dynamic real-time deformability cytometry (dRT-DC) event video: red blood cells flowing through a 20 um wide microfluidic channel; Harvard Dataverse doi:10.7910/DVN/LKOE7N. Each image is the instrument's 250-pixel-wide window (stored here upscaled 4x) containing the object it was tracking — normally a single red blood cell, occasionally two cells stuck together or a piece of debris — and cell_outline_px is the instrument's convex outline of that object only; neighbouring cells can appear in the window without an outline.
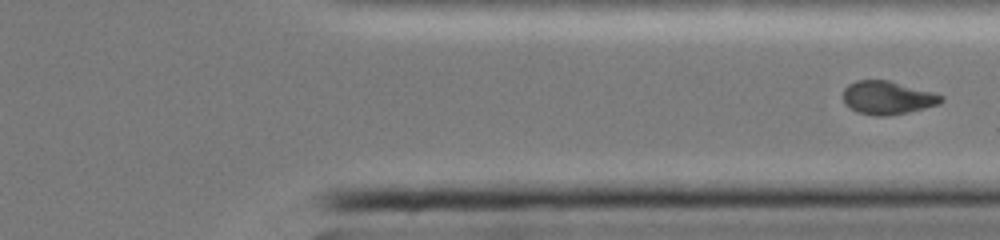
{"species": "common noctule bat (a hibernating species)", "species_latin": "Nyctalus noctula", "temperature_condition": "cold", "stored_images_in_passage": 21, "camera_frame_rate_fps": 3000, "um_per_image_px": 0.085, "animal": {"sex": "female", "body_mass_g": 19.0, "forearm_length_mm": 51.5}, "frame": {"image": 1, "passage_image": 21, "time_ms": 6.667, "image_size_px": [1000, 240], "cell_outline_px": [[944, 100], [940, 104], [908, 112], [884, 116], [876, 116], [856, 112], [844, 104], [844, 88], [848, 84], [856, 80], [888, 80], [936, 92], [944, 96]], "centroid_in_image_um": [75.46, 8.3], "position_along_channel_um": 335.9, "area_um2": 19.25}}